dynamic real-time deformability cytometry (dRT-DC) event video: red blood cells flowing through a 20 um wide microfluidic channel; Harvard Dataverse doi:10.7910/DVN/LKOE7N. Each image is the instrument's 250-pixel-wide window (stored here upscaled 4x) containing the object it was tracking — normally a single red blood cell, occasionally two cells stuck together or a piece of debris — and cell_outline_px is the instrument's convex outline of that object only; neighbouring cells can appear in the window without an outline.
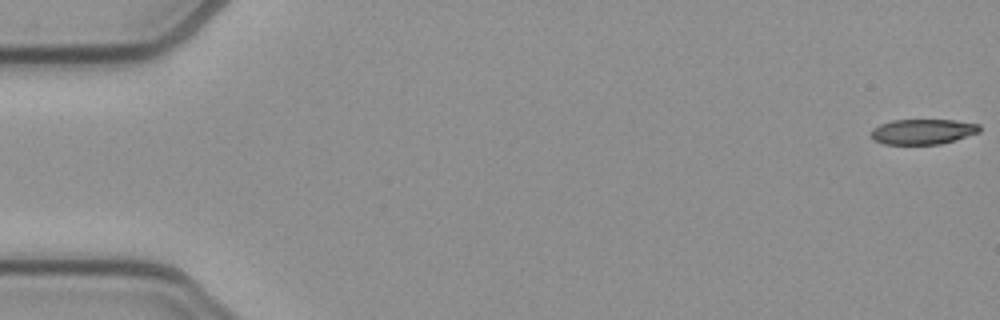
{"species": "common noctule bat (a hibernating species)", "species_latin": "Nyctalus noctula", "temperature_condition": "cold", "stored_images_in_passage": 53, "camera_frame_rate_fps": 3000, "um_per_image_px": 0.085, "animal": {"sex": "female", "body_mass_g": 21.9}, "frame": {"image": 1, "passage_image": 1, "time_ms": 0.0, "image_size_px": [1000, 320], "cell_outline_px": [[980, 132], [940, 144], [884, 144], [872, 140], [872, 128], [880, 124], [892, 120], [952, 120], [980, 124]], "centroid_in_image_um": [78.42, 11.19], "position_along_channel_um": 6.6, "area_um2": 15.9}}
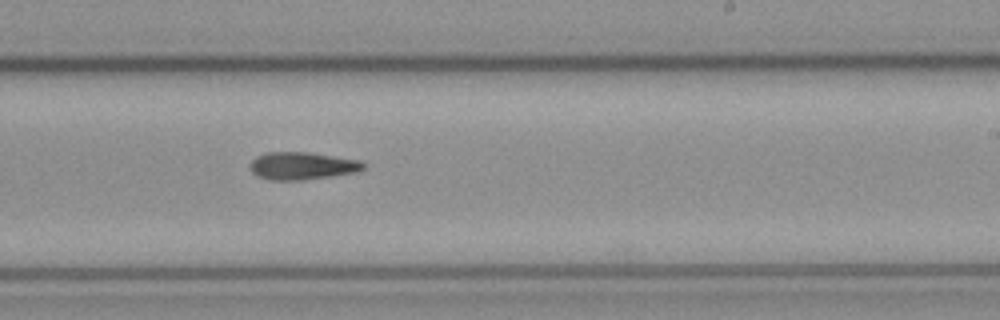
{"frame": {"image": 2, "passage_image": 32, "time_ms": 10.333, "image_size_px": [1000, 320], "cell_outline_px": [[368, 164], [360, 172], [304, 180], [268, 180], [256, 176], [252, 172], [252, 160], [256, 156], [268, 152], [308, 152], [360, 160]], "centroid_in_image_um": [25.74, 14.1], "position_along_channel_um": 263.3, "area_um2": 18.38}}
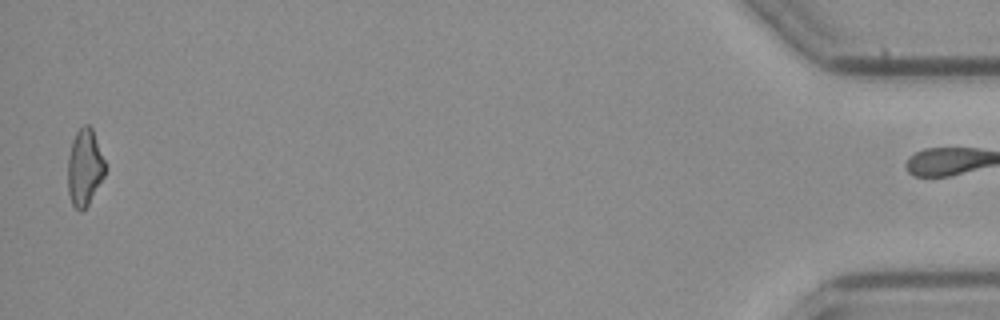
{"frame": {"image": 3, "passage_image": 52, "time_ms": 17.0, "image_size_px": [1000, 320], "cell_outline_px": [[108, 168], [104, 176], [88, 204], [80, 212], [72, 204], [68, 192], [68, 156], [72, 140], [76, 132], [84, 124], [88, 124], [92, 128]], "centroid_in_image_um": [7.2, 14.21], "position_along_channel_um": 428.0, "area_um2": 16.76}, "authors_computed_cell_mechanics": {"area_um2": 17.8602, "velocity_mm_per_s": 3.9279, "shape_relaxation_time_tau1_ms": 6.8018, "shape_relaxation_time_tau2_ms": null, "deformation_change_tau1": 0.174, "deformation_change_tau2": null}}